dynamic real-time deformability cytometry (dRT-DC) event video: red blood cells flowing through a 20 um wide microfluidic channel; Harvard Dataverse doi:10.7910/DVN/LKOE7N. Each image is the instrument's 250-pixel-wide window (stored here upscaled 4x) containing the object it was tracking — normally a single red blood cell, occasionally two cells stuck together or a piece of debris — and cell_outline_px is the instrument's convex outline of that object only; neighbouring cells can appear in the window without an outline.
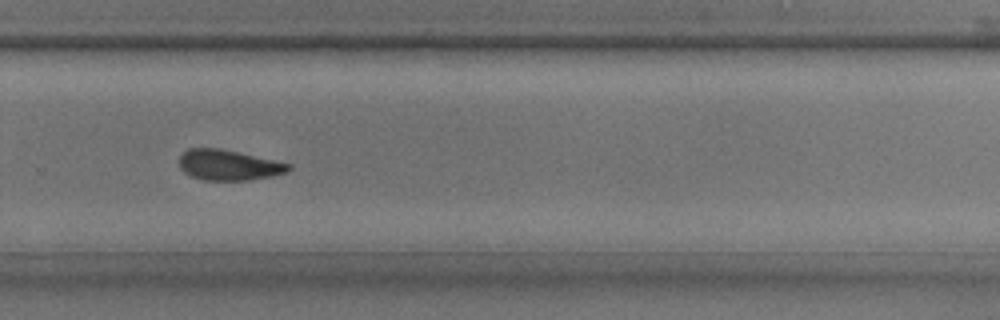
{"species": "common noctule bat (a hibernating species)", "species_latin": "Nyctalus noctula", "temperature_condition": "room temperature", "stored_images_in_passage": 28, "camera_frame_rate_fps": 3000, "um_per_image_px": 0.085, "animal": {"sex": "male", "body_mass_g": 17.9, "forearm_length_mm": 54.2}, "frame": {"image": 1, "passage_image": 16, "time_ms": 5.0, "image_size_px": [1000, 320], "cell_outline_px": [[292, 168], [288, 172], [272, 176], [248, 180], [204, 180], [192, 176], [184, 172], [180, 168], [180, 156], [188, 148], [220, 148], [240, 152], [292, 164]], "centroid_in_image_um": [19.47, 14.02], "position_along_channel_um": 310.3, "area_um2": 19.48}}
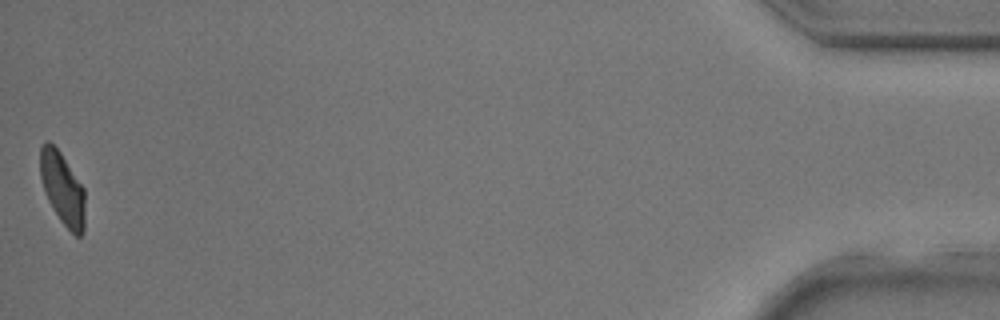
{"frame": {"image": 2, "passage_image": 28, "time_ms": 9.0, "image_size_px": [1000, 320], "cell_outline_px": [[84, 228], [80, 236], [76, 236], [60, 220], [52, 208], [44, 192], [40, 176], [40, 148], [44, 140], [48, 140], [60, 152], [84, 188]], "centroid_in_image_um": [5.29, 16.0], "position_along_channel_um": 429.9, "area_um2": 18.79}}